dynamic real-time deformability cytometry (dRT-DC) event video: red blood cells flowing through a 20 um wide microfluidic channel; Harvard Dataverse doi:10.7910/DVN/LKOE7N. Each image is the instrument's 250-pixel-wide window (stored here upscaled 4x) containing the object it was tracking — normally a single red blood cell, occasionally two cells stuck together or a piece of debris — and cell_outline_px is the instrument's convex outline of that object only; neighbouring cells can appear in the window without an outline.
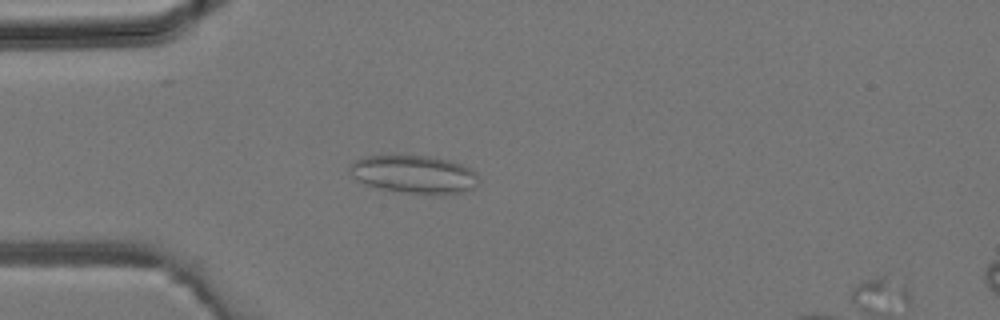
{"species": "common noctule bat (a hibernating species)", "species_latin": "Nyctalus noctula", "temperature_condition": "room temperature", "stored_images_in_passage": 10, "camera_frame_rate_fps": 3000, "um_per_image_px": 0.085, "animal": {"sex": "male", "body_mass_g": 19.2, "forearm_length_mm": 51.8}, "frame": {"image": 1, "passage_image": 9, "time_ms": 2.667, "image_size_px": [1000, 320], "cell_outline_px": [[480, 176], [476, 188], [460, 192], [440, 196], [396, 192], [364, 184], [356, 180], [352, 172], [352, 164], [356, 160], [368, 156], [428, 156], [448, 160], [460, 164], [476, 172]], "centroid_in_image_um": [35.27, 14.86], "position_along_channel_um": 49.7, "area_um2": 28.67}}